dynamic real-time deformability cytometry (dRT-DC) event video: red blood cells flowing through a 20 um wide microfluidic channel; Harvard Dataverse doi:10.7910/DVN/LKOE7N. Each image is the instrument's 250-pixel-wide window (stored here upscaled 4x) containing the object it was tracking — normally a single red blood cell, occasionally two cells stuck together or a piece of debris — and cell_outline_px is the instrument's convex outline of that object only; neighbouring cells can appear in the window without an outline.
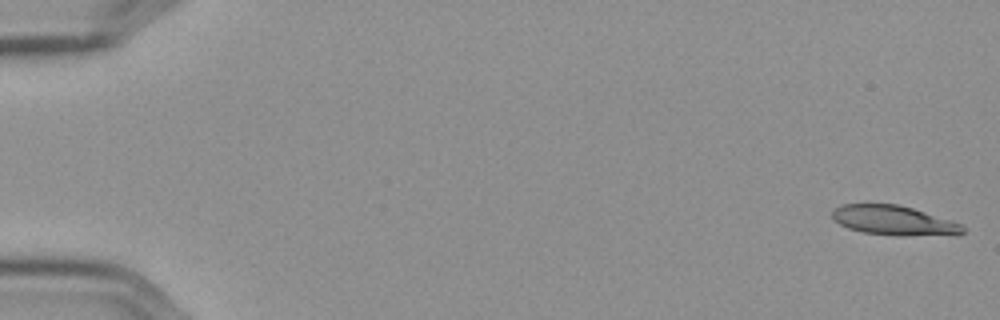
{"species": "Egyptian fruit bat (a non-hibernating species)", "species_latin": "Rousettus aegyptiacus", "temperature_condition": "cold", "stored_images_in_passage": 11, "camera_frame_rate_fps": 3000, "um_per_image_px": 0.085, "frame": {"image": 1, "passage_image": 1, "time_ms": 0.0, "image_size_px": [1000, 320], "cell_outline_px": [[964, 232], [904, 236], [896, 236], [864, 232], [848, 228], [840, 224], [832, 216], [832, 212], [840, 204], [896, 204], [912, 208], [960, 224], [964, 228]], "centroid_in_image_um": [75.87, 18.72], "position_along_channel_um": 9.1, "area_um2": 21.73}}